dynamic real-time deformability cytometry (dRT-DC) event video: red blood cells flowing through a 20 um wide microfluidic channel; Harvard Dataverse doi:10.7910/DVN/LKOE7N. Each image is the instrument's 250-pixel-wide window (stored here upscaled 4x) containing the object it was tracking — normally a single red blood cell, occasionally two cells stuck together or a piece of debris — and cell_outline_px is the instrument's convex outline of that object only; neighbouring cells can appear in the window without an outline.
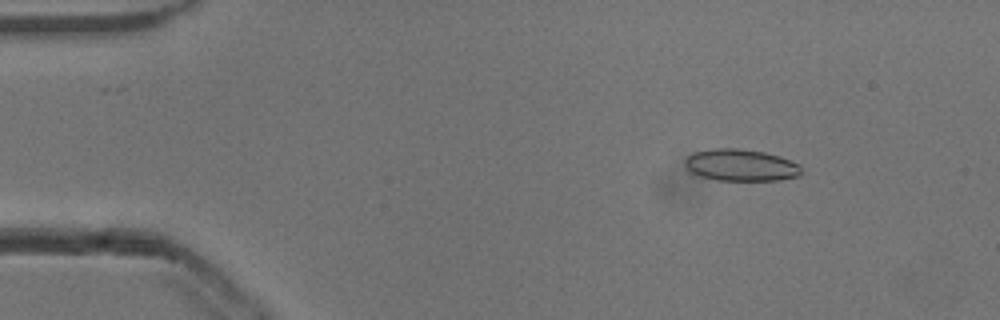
{"species": "common noctule bat (a hibernating species)", "species_latin": "Nyctalus noctula", "temperature_condition": "cold", "stored_images_in_passage": 51, "camera_frame_rate_fps": 3000, "um_per_image_px": 0.085, "animal": {"sex": "male", "body_mass_g": 13.3}, "frame": {"image": 1, "passage_image": 5, "time_ms": 1.333, "image_size_px": [1000, 320], "cell_outline_px": [[800, 176], [780, 180], [716, 180], [700, 176], [692, 172], [688, 168], [684, 160], [688, 156], [696, 152], [712, 148], [736, 148], [764, 152], [780, 156], [800, 164]], "centroid_in_image_um": [63.0, 14.03], "position_along_channel_um": 22.0, "area_um2": 21.5}}
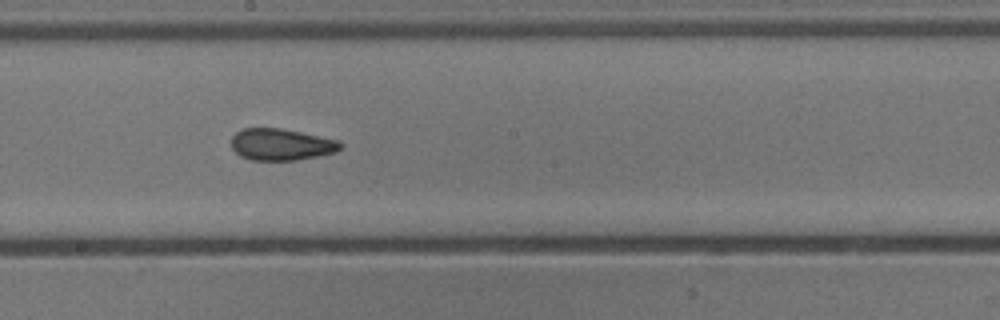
{"frame": {"image": 2, "passage_image": 27, "time_ms": 8.667, "image_size_px": [1000, 320], "cell_outline_px": [[344, 144], [336, 152], [296, 160], [252, 160], [240, 156], [232, 148], [232, 136], [236, 132], [244, 128], [280, 128], [340, 140]], "centroid_in_image_um": [23.91, 12.28], "position_along_channel_um": 224.3, "area_um2": 20.11}}
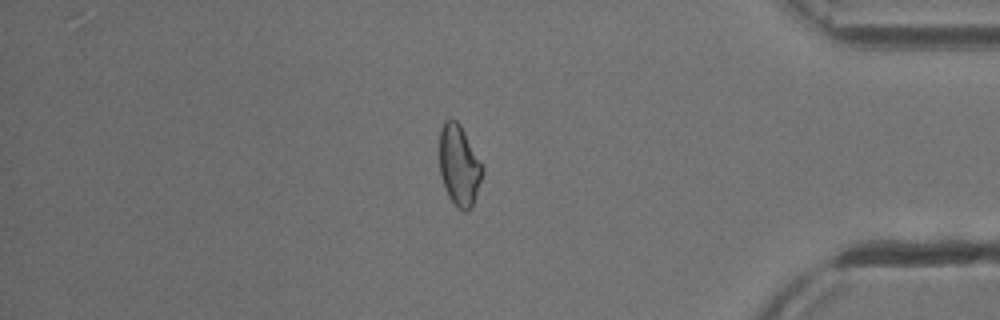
{"frame": {"image": 3, "passage_image": 43, "time_ms": 14.0, "image_size_px": [1000, 320], "cell_outline_px": [[484, 172], [472, 204], [468, 212], [464, 212], [456, 208], [448, 196], [440, 172], [440, 128], [444, 120], [456, 120], [460, 124], [484, 168]], "centroid_in_image_um": [39.02, 14.07], "position_along_channel_um": 396.2, "area_um2": 20.06}, "authors_computed_cell_mechanics": {"area_um2": 20.5768, "velocity_mm_per_s": 3.8477, "shape_relaxation_time_tau1_ms": null, "shape_relaxation_time_tau2_ms": 3.0845, "deformation_change_tau1": null, "deformation_change_tau2": 0.0819}}